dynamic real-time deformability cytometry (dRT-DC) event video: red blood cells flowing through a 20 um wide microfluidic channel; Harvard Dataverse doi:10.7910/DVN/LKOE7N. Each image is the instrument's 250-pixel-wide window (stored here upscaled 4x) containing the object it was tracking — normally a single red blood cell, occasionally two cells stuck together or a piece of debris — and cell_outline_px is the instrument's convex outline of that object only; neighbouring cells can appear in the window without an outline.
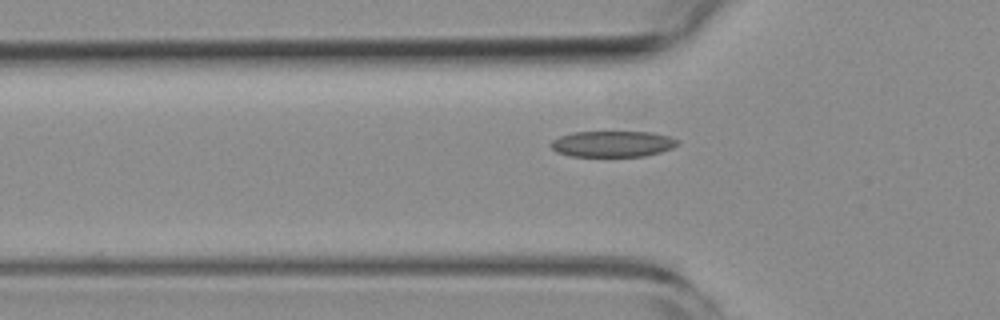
{"species": "common noctule bat (a hibernating species)", "species_latin": "Nyctalus noctula", "temperature_condition": "room temperature", "stored_images_in_passage": 40, "camera_frame_rate_fps": 3000, "um_per_image_px": 0.085, "animal": {"sex": "female", "body_mass_g": 19.3, "forearm_length_mm": 54.1}, "frame": {"image": 1, "passage_image": 9, "time_ms": 2.667, "image_size_px": [1000, 320], "cell_outline_px": [[680, 144], [672, 148], [660, 152], [644, 156], [568, 156], [556, 152], [548, 144], [552, 140], [560, 136], [572, 132], [652, 132], [668, 136], [680, 140]], "centroid_in_image_um": [52.06, 12.23], "position_along_channel_um": 73.7, "area_um2": 19.36}}
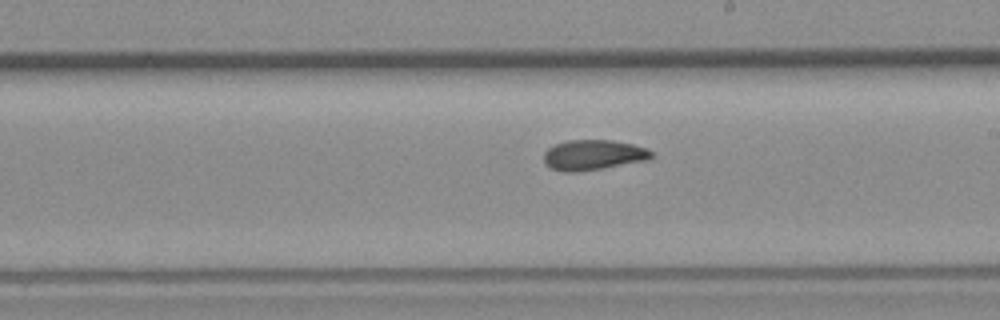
{"frame": {"image": 2, "passage_image": 22, "time_ms": 7.0, "image_size_px": [1000, 320], "cell_outline_px": [[652, 156], [648, 160], [604, 168], [576, 172], [564, 172], [552, 168], [544, 160], [544, 152], [548, 148], [556, 144], [568, 140], [612, 140], [632, 144], [648, 148], [652, 152]], "centroid_in_image_um": [50.45, 13.17], "position_along_channel_um": 238.6, "area_um2": 18.9}}
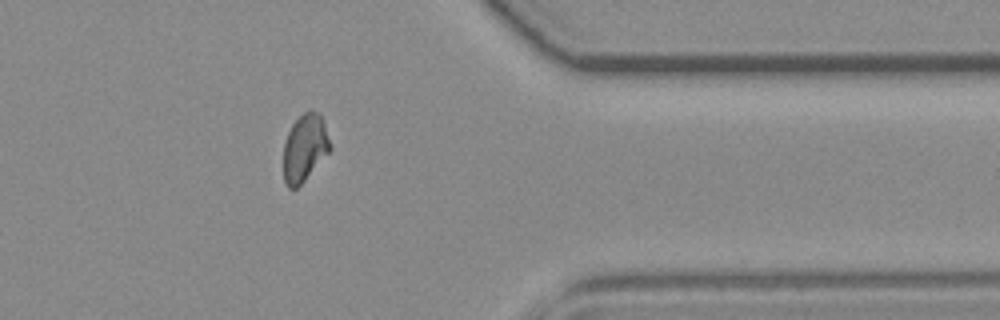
{"frame": {"image": 3, "passage_image": 35, "time_ms": 11.333, "image_size_px": [1000, 320], "cell_outline_px": [[332, 148], [304, 180], [296, 188], [288, 188], [284, 180], [284, 144], [288, 132], [292, 124], [308, 108], [320, 112], [324, 120]], "centroid_in_image_um": [25.92, 12.51], "position_along_channel_um": 385.5, "area_um2": 18.26}, "authors_computed_cell_mechanics": {"area_um2": 18.9873, "velocity_mm_per_s": 3.7845, "shape_relaxation_time_tau1_ms": null, "shape_relaxation_time_tau2_ms": 2.246, "deformation_change_tau1": null, "deformation_change_tau2": 0.0776}}